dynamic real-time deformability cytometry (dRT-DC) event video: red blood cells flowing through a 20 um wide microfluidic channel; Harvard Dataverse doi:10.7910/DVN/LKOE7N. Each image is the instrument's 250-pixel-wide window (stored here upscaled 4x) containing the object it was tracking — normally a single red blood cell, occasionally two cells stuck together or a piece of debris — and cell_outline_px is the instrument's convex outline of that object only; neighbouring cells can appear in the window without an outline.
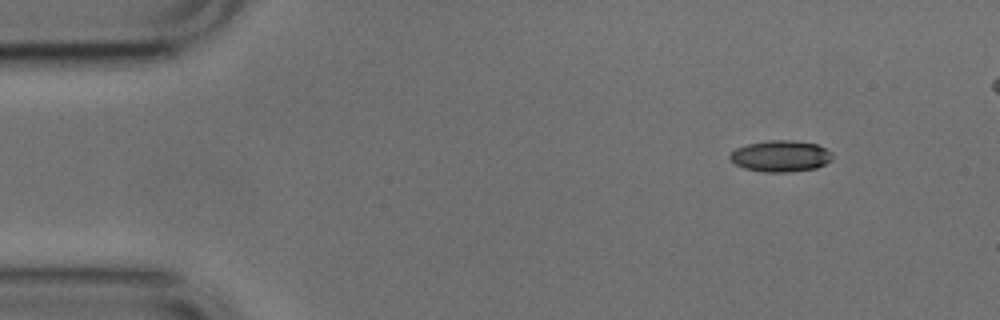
{"species": "common noctule bat (a hibernating species)", "species_latin": "Nyctalus noctula", "temperature_condition": "cold", "stored_images_in_passage": 44, "camera_frame_rate_fps": 3000, "um_per_image_px": 0.085, "animal": {"sex": "male", "body_mass_g": 17.9, "forearm_length_mm": 54.2}, "frame": {"image": 1, "passage_image": 1, "time_ms": 0.0, "image_size_px": [1000, 320], "cell_outline_px": [[832, 160], [816, 168], [788, 172], [764, 172], [744, 168], [736, 164], [728, 156], [736, 148], [748, 144], [768, 140], [792, 140], [816, 144], [832, 152]], "centroid_in_image_um": [66.36, 13.27], "position_along_channel_um": 18.6, "area_um2": 18.61}}
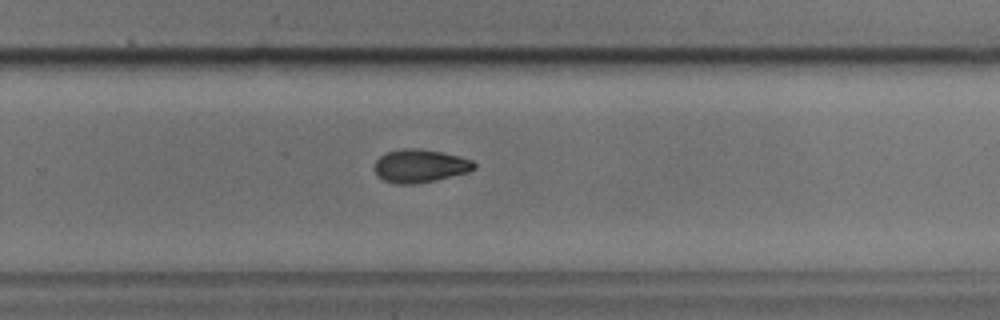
{"frame": {"image": 2, "passage_image": 29, "time_ms": 9.333, "image_size_px": [1000, 320], "cell_outline_px": [[476, 168], [468, 172], [436, 180], [416, 184], [396, 184], [384, 180], [376, 172], [376, 160], [380, 156], [388, 152], [404, 148], [420, 148], [440, 152], [472, 160], [476, 164]], "centroid_in_image_um": [35.72, 14.11], "position_along_channel_um": 294.1, "area_um2": 19.02}}
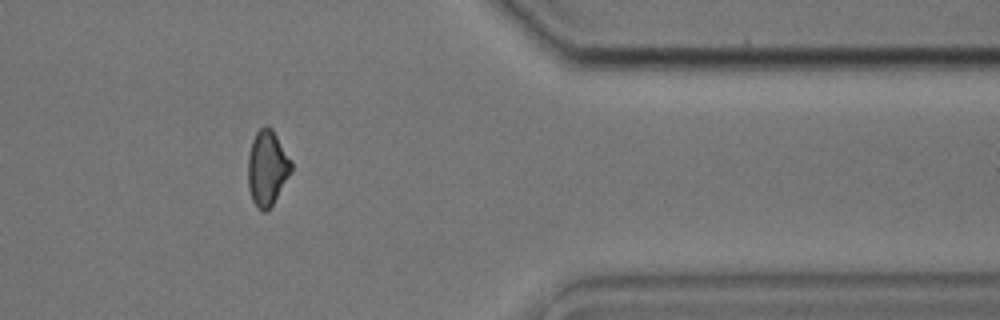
{"frame": {"image": 3, "passage_image": 38, "time_ms": 12.333, "image_size_px": [1000, 320], "cell_outline_px": [[292, 172], [268, 212], [264, 212], [252, 200], [248, 188], [248, 156], [252, 140], [256, 132], [264, 124], [268, 124], [272, 128], [292, 160]], "centroid_in_image_um": [22.73, 14.25], "position_along_channel_um": 388.7, "area_um2": 19.25}, "authors_computed_cell_mechanics": {"area_um2": 19.2474, "velocity_mm_per_s": 3.8286, "shape_relaxation_time_tau1_ms": 4.456, "shape_relaxation_time_tau2_ms": null, "deformation_change_tau1": 0.1196, "deformation_change_tau2": null}}